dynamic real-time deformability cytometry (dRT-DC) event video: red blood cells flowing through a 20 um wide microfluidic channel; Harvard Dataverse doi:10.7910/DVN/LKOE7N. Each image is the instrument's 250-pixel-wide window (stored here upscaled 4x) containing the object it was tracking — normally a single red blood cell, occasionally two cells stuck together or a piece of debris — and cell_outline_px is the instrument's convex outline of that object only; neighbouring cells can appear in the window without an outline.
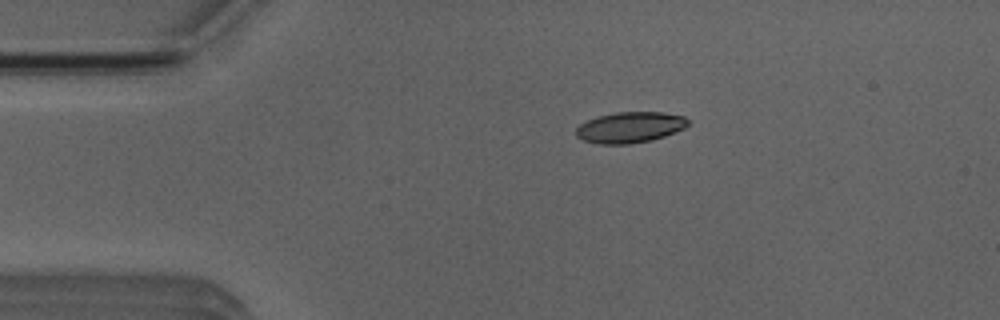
{"species": "Egyptian fruit bat (a non-hibernating species)", "species_latin": "Rousettus aegyptiacus", "temperature_condition": "room temperature", "stored_images_in_passage": 2, "camera_frame_rate_fps": 3000, "um_per_image_px": 0.085, "animal": {"sex": "male"}, "frame": {"image": 1, "passage_image": 1, "time_ms": 0.0, "image_size_px": [1000, 320], "cell_outline_px": [[688, 124], [684, 128], [664, 136], [652, 140], [628, 144], [600, 144], [584, 140], [576, 136], [576, 128], [580, 124], [596, 116], [616, 112], [664, 112], [684, 116], [688, 120]], "centroid_in_image_um": [53.54, 10.82], "position_along_channel_um": 31.5, "area_um2": 20.11}}